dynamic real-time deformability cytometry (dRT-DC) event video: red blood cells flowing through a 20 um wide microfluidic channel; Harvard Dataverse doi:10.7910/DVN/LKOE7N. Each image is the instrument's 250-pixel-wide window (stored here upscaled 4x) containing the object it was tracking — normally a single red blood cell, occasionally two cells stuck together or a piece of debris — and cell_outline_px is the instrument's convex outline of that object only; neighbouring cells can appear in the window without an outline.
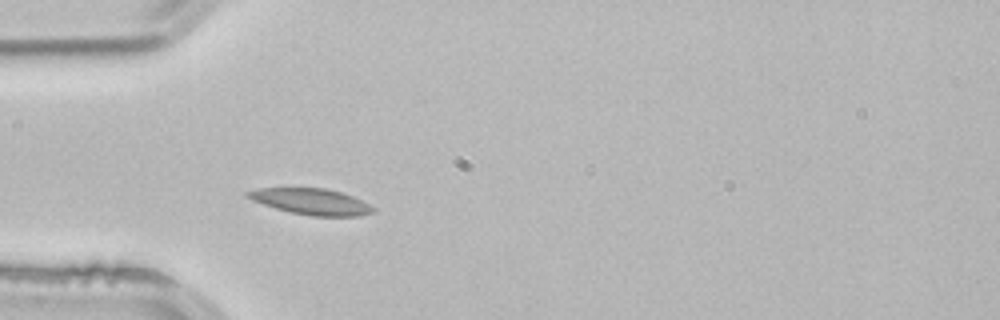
{"species": "common noctule bat (a hibernating species)", "species_latin": "Nyctalus noctula", "temperature_condition": "room temperature", "stored_images_in_passage": 3, "camera_frame_rate_fps": 3000, "um_per_image_px": 0.085, "animal": {"sex": "male", "body_mass_g": 21.5, "forearm_length_mm": 52.0}, "frame": {"image": 1, "passage_image": 3, "time_ms": 0.667, "image_size_px": [1000, 320], "cell_outline_px": [[376, 212], [360, 216], [312, 216], [292, 212], [276, 208], [252, 200], [244, 196], [244, 192], [260, 188], [324, 188], [340, 192], [352, 196], [376, 208]], "centroid_in_image_um": [26.46, 17.13], "position_along_channel_um": 58.5, "area_um2": 18.96}}